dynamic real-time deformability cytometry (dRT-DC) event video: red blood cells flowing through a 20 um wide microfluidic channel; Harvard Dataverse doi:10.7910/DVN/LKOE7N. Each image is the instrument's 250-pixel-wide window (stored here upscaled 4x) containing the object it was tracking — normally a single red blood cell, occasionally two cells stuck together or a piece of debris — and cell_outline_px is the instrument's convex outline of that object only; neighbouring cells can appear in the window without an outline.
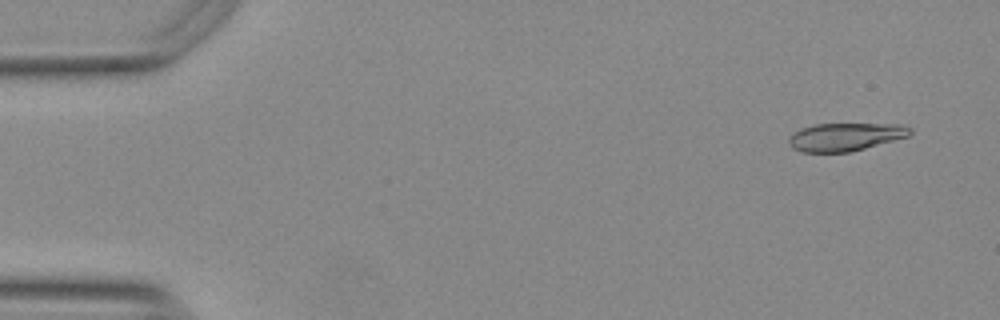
{"species": "Egyptian fruit bat (a non-hibernating species)", "species_latin": "Rousettus aegyptiacus", "temperature_condition": "warm", "stored_images_in_passage": 12, "camera_frame_rate_fps": 3000, "um_per_image_px": 0.085, "animal": {"sex": "female"}, "frame": {"image": 1, "passage_image": 3, "time_ms": 0.667, "image_size_px": [1000, 320], "cell_outline_px": [[912, 132], [908, 136], [864, 148], [848, 152], [800, 152], [792, 148], [788, 144], [788, 140], [796, 132], [804, 128], [816, 124], [896, 124], [912, 128]], "centroid_in_image_um": [71.84, 11.64], "position_along_channel_um": 13.2, "area_um2": 19.42}}